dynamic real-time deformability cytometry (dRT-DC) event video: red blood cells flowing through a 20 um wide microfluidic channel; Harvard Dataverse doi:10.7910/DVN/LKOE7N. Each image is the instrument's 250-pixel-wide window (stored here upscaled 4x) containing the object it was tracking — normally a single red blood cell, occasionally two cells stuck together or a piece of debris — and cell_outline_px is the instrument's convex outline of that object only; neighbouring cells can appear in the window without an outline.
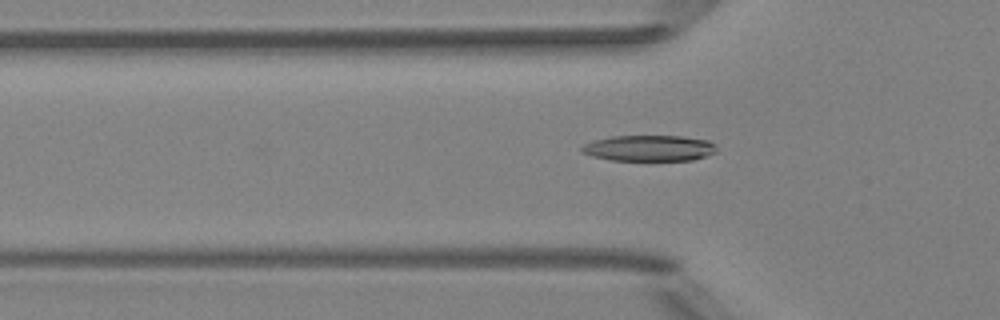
{"species": "Egyptian fruit bat (a non-hibernating species)", "species_latin": "Rousettus aegyptiacus", "temperature_condition": "room temperature", "stored_images_in_passage": 39, "camera_frame_rate_fps": 3000, "um_per_image_px": 0.085, "animal": {"sex": "female"}, "frame": {"image": 1, "passage_image": 5, "time_ms": 1.333, "image_size_px": [1000, 320], "cell_outline_px": [[716, 152], [692, 160], [608, 160], [592, 156], [580, 152], [580, 148], [584, 144], [592, 140], [612, 136], [684, 136], [708, 140], [716, 144]], "centroid_in_image_um": [55.15, 12.59], "position_along_channel_um": 70.7, "area_um2": 20.52}}
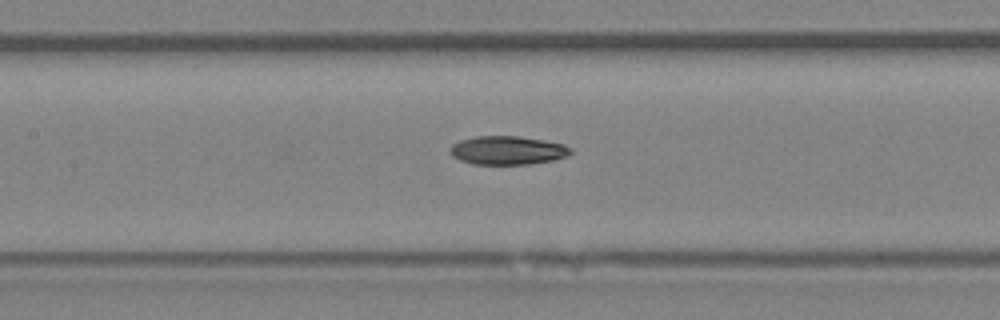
{"frame": {"image": 2, "passage_image": 12, "time_ms": 3.667, "image_size_px": [1000, 320], "cell_outline_px": [[572, 152], [568, 156], [552, 160], [528, 164], [472, 164], [460, 160], [452, 156], [448, 148], [452, 144], [460, 140], [476, 136], [516, 136], [544, 140], [564, 144], [572, 148]], "centroid_in_image_um": [43.13, 12.77], "position_along_channel_um": 164.3, "area_um2": 20.17}}
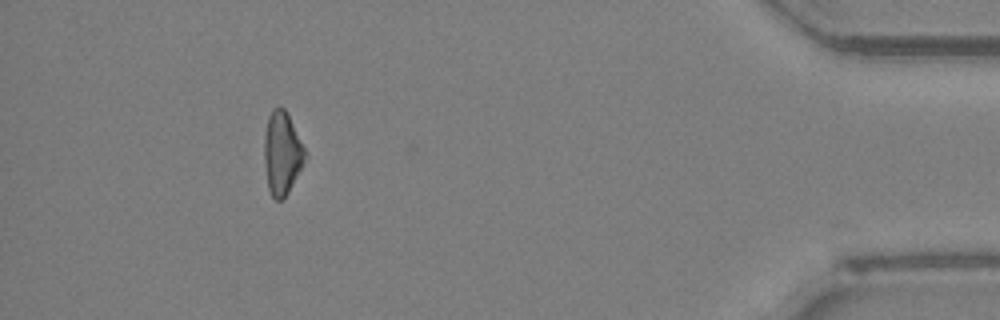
{"frame": {"image": 3, "passage_image": 35, "time_ms": 11.333, "image_size_px": [1000, 320], "cell_outline_px": [[308, 156], [288, 192], [280, 200], [276, 200], [272, 196], [268, 188], [264, 164], [264, 136], [268, 116], [272, 108], [280, 104], [284, 108], [308, 152]], "centroid_in_image_um": [23.98, 12.98], "position_along_channel_um": 411.2, "area_um2": 20.0}, "authors_computed_cell_mechanics": {"area_um2": 20.1722, "velocity_mm_per_s": 4.0128, "shape_relaxation_time_tau1_ms": 5.8751, "shape_relaxation_time_tau2_ms": 10.9368, "deformation_change_tau1": 0.169, "deformation_change_tau2": 0.2156}}